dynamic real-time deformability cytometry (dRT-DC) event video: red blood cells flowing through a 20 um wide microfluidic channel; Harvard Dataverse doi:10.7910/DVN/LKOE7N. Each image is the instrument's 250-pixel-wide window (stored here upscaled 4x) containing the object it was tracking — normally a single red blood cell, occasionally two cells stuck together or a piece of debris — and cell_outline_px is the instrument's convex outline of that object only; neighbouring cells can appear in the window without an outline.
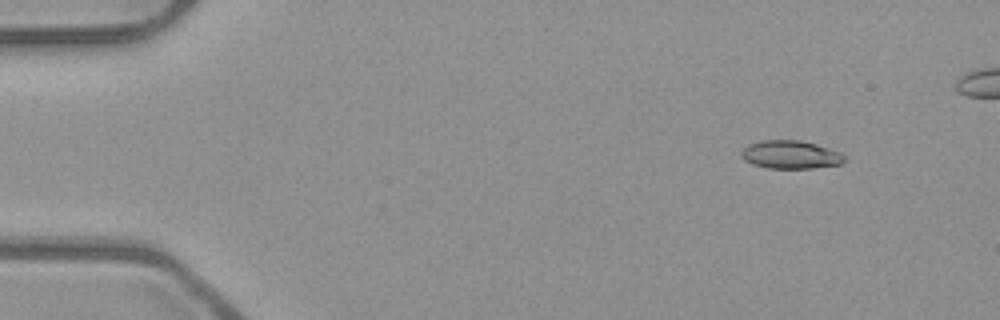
{"species": "common noctule bat (a hibernating species)", "species_latin": "Nyctalus noctula", "temperature_condition": "room temperature", "stored_images_in_passage": 4, "camera_frame_rate_fps": 3000, "um_per_image_px": 0.085, "animal": {"sex": "male", "body_mass_g": 23.1, "forearm_length_mm": 52.7}, "frame": {"image": 1, "passage_image": 1, "time_ms": 0.0, "image_size_px": [1000, 320], "cell_outline_px": [[844, 160], [840, 164], [812, 168], [768, 168], [752, 164], [744, 160], [740, 156], [740, 152], [748, 144], [760, 140], [800, 140], [816, 144], [840, 152], [844, 156]], "centroid_in_image_um": [67.15, 13.14], "position_along_channel_um": 17.9, "area_um2": 16.94}}